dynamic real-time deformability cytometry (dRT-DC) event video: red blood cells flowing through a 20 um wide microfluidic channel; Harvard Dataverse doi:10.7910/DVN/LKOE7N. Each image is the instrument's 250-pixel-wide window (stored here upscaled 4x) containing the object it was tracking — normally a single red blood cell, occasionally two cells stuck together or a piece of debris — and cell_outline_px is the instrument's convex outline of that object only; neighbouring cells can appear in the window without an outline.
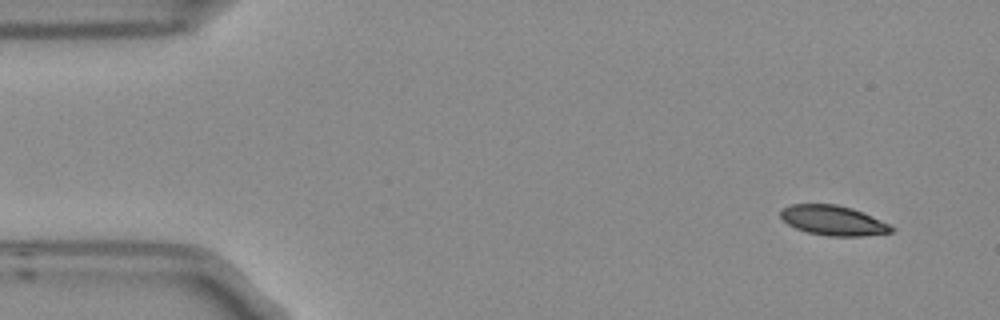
{"species": "Egyptian fruit bat (a non-hibernating species)", "species_latin": "Rousettus aegyptiacus", "temperature_condition": "room temperature", "stored_images_in_passage": 4, "camera_frame_rate_fps": 3000, "um_per_image_px": 0.085, "frame": {"image": 1, "passage_image": 1, "time_ms": 0.0, "image_size_px": [1000, 320], "cell_outline_px": [[896, 228], [892, 232], [860, 236], [828, 236], [808, 232], [796, 228], [788, 224], [780, 216], [780, 212], [784, 208], [792, 204], [836, 204], [852, 208], [888, 224]], "centroid_in_image_um": [70.81, 18.74], "position_along_channel_um": 14.2, "area_um2": 18.96}}
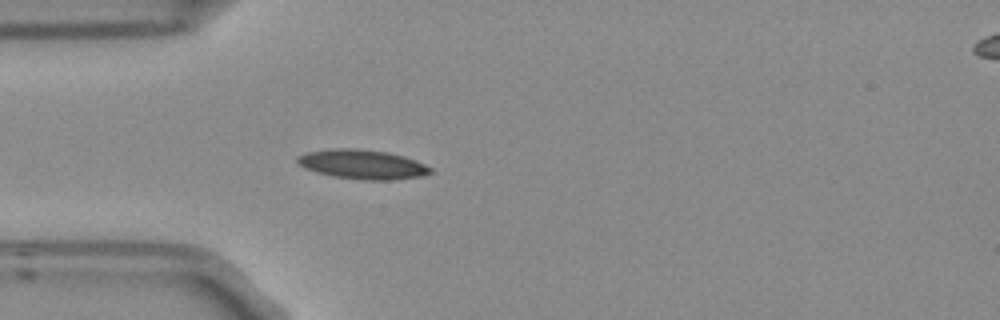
{"frame": {"image": 2, "passage_image": 4, "time_ms": 1.0, "image_size_px": [1000, 320], "cell_outline_px": [[432, 172], [420, 176], [388, 180], [364, 180], [332, 176], [316, 172], [304, 168], [296, 160], [296, 156], [308, 152], [332, 148], [356, 148], [388, 152], [404, 156], [416, 160], [432, 168]], "centroid_in_image_um": [30.79, 13.96], "position_along_channel_um": 54.2, "area_um2": 22.77}}